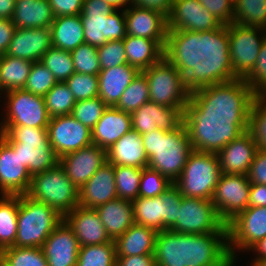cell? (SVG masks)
<instances>
[{"instance_id": "9", "label": "cell", "mask_w": 266, "mask_h": 266, "mask_svg": "<svg viewBox=\"0 0 266 266\" xmlns=\"http://www.w3.org/2000/svg\"><path fill=\"white\" fill-rule=\"evenodd\" d=\"M221 175L216 153L193 150L182 174L173 182L184 197L211 200Z\"/></svg>"}, {"instance_id": "11", "label": "cell", "mask_w": 266, "mask_h": 266, "mask_svg": "<svg viewBox=\"0 0 266 266\" xmlns=\"http://www.w3.org/2000/svg\"><path fill=\"white\" fill-rule=\"evenodd\" d=\"M175 233L207 234L228 232L211 200L182 197L176 222L168 229Z\"/></svg>"}, {"instance_id": "44", "label": "cell", "mask_w": 266, "mask_h": 266, "mask_svg": "<svg viewBox=\"0 0 266 266\" xmlns=\"http://www.w3.org/2000/svg\"><path fill=\"white\" fill-rule=\"evenodd\" d=\"M141 168L114 166L117 197L133 201L139 197Z\"/></svg>"}, {"instance_id": "33", "label": "cell", "mask_w": 266, "mask_h": 266, "mask_svg": "<svg viewBox=\"0 0 266 266\" xmlns=\"http://www.w3.org/2000/svg\"><path fill=\"white\" fill-rule=\"evenodd\" d=\"M128 65L140 72L158 63L164 57V49L152 39L126 35L123 39Z\"/></svg>"}, {"instance_id": "31", "label": "cell", "mask_w": 266, "mask_h": 266, "mask_svg": "<svg viewBox=\"0 0 266 266\" xmlns=\"http://www.w3.org/2000/svg\"><path fill=\"white\" fill-rule=\"evenodd\" d=\"M54 18L49 0L15 1L12 22L18 29L50 28Z\"/></svg>"}, {"instance_id": "20", "label": "cell", "mask_w": 266, "mask_h": 266, "mask_svg": "<svg viewBox=\"0 0 266 266\" xmlns=\"http://www.w3.org/2000/svg\"><path fill=\"white\" fill-rule=\"evenodd\" d=\"M31 178L18 153L0 136V195L27 194Z\"/></svg>"}, {"instance_id": "45", "label": "cell", "mask_w": 266, "mask_h": 266, "mask_svg": "<svg viewBox=\"0 0 266 266\" xmlns=\"http://www.w3.org/2000/svg\"><path fill=\"white\" fill-rule=\"evenodd\" d=\"M39 62L48 68L57 82H65L75 72L71 53L55 47H51Z\"/></svg>"}, {"instance_id": "35", "label": "cell", "mask_w": 266, "mask_h": 266, "mask_svg": "<svg viewBox=\"0 0 266 266\" xmlns=\"http://www.w3.org/2000/svg\"><path fill=\"white\" fill-rule=\"evenodd\" d=\"M32 64V61L26 59L6 54L0 56V86L4 93L24 88Z\"/></svg>"}, {"instance_id": "61", "label": "cell", "mask_w": 266, "mask_h": 266, "mask_svg": "<svg viewBox=\"0 0 266 266\" xmlns=\"http://www.w3.org/2000/svg\"><path fill=\"white\" fill-rule=\"evenodd\" d=\"M15 8V0H0V18L12 19Z\"/></svg>"}, {"instance_id": "24", "label": "cell", "mask_w": 266, "mask_h": 266, "mask_svg": "<svg viewBox=\"0 0 266 266\" xmlns=\"http://www.w3.org/2000/svg\"><path fill=\"white\" fill-rule=\"evenodd\" d=\"M52 47L50 28H16L6 55L39 62Z\"/></svg>"}, {"instance_id": "18", "label": "cell", "mask_w": 266, "mask_h": 266, "mask_svg": "<svg viewBox=\"0 0 266 266\" xmlns=\"http://www.w3.org/2000/svg\"><path fill=\"white\" fill-rule=\"evenodd\" d=\"M184 110L147 101L131 114L132 130L140 135L157 129L174 131L183 124Z\"/></svg>"}, {"instance_id": "25", "label": "cell", "mask_w": 266, "mask_h": 266, "mask_svg": "<svg viewBox=\"0 0 266 266\" xmlns=\"http://www.w3.org/2000/svg\"><path fill=\"white\" fill-rule=\"evenodd\" d=\"M117 198L114 165L106 162L79 189V206L96 208Z\"/></svg>"}, {"instance_id": "64", "label": "cell", "mask_w": 266, "mask_h": 266, "mask_svg": "<svg viewBox=\"0 0 266 266\" xmlns=\"http://www.w3.org/2000/svg\"><path fill=\"white\" fill-rule=\"evenodd\" d=\"M250 266H266V259L252 260Z\"/></svg>"}, {"instance_id": "5", "label": "cell", "mask_w": 266, "mask_h": 266, "mask_svg": "<svg viewBox=\"0 0 266 266\" xmlns=\"http://www.w3.org/2000/svg\"><path fill=\"white\" fill-rule=\"evenodd\" d=\"M0 136L18 153L31 176L59 163V157L50 145L47 128L0 126Z\"/></svg>"}, {"instance_id": "16", "label": "cell", "mask_w": 266, "mask_h": 266, "mask_svg": "<svg viewBox=\"0 0 266 266\" xmlns=\"http://www.w3.org/2000/svg\"><path fill=\"white\" fill-rule=\"evenodd\" d=\"M47 131L50 145L59 158L93 144L92 130L71 114L50 118Z\"/></svg>"}, {"instance_id": "51", "label": "cell", "mask_w": 266, "mask_h": 266, "mask_svg": "<svg viewBox=\"0 0 266 266\" xmlns=\"http://www.w3.org/2000/svg\"><path fill=\"white\" fill-rule=\"evenodd\" d=\"M97 52L101 70L128 64L123 39L107 41L97 47Z\"/></svg>"}, {"instance_id": "55", "label": "cell", "mask_w": 266, "mask_h": 266, "mask_svg": "<svg viewBox=\"0 0 266 266\" xmlns=\"http://www.w3.org/2000/svg\"><path fill=\"white\" fill-rule=\"evenodd\" d=\"M247 178L251 184L266 185V151H256Z\"/></svg>"}, {"instance_id": "36", "label": "cell", "mask_w": 266, "mask_h": 266, "mask_svg": "<svg viewBox=\"0 0 266 266\" xmlns=\"http://www.w3.org/2000/svg\"><path fill=\"white\" fill-rule=\"evenodd\" d=\"M19 195L0 196V251L14 246L17 233Z\"/></svg>"}, {"instance_id": "62", "label": "cell", "mask_w": 266, "mask_h": 266, "mask_svg": "<svg viewBox=\"0 0 266 266\" xmlns=\"http://www.w3.org/2000/svg\"><path fill=\"white\" fill-rule=\"evenodd\" d=\"M249 251L255 253L256 256L253 258L254 260L266 259V236L254 244L248 250V253Z\"/></svg>"}, {"instance_id": "4", "label": "cell", "mask_w": 266, "mask_h": 266, "mask_svg": "<svg viewBox=\"0 0 266 266\" xmlns=\"http://www.w3.org/2000/svg\"><path fill=\"white\" fill-rule=\"evenodd\" d=\"M141 137L148 156V167L174 182L182 174L193 151L185 125L174 131L157 129Z\"/></svg>"}, {"instance_id": "2", "label": "cell", "mask_w": 266, "mask_h": 266, "mask_svg": "<svg viewBox=\"0 0 266 266\" xmlns=\"http://www.w3.org/2000/svg\"><path fill=\"white\" fill-rule=\"evenodd\" d=\"M164 57L184 76L191 93L237 79L230 59L228 25L203 32L168 29Z\"/></svg>"}, {"instance_id": "41", "label": "cell", "mask_w": 266, "mask_h": 266, "mask_svg": "<svg viewBox=\"0 0 266 266\" xmlns=\"http://www.w3.org/2000/svg\"><path fill=\"white\" fill-rule=\"evenodd\" d=\"M149 101L147 78L140 72L122 93L115 108L132 114L145 102Z\"/></svg>"}, {"instance_id": "50", "label": "cell", "mask_w": 266, "mask_h": 266, "mask_svg": "<svg viewBox=\"0 0 266 266\" xmlns=\"http://www.w3.org/2000/svg\"><path fill=\"white\" fill-rule=\"evenodd\" d=\"M173 182L166 176H163L156 170L149 167L142 169L139 185V197L151 198L160 196Z\"/></svg>"}, {"instance_id": "65", "label": "cell", "mask_w": 266, "mask_h": 266, "mask_svg": "<svg viewBox=\"0 0 266 266\" xmlns=\"http://www.w3.org/2000/svg\"><path fill=\"white\" fill-rule=\"evenodd\" d=\"M4 91H3V89H2V87L0 86V96L3 94H5V93H3Z\"/></svg>"}, {"instance_id": "15", "label": "cell", "mask_w": 266, "mask_h": 266, "mask_svg": "<svg viewBox=\"0 0 266 266\" xmlns=\"http://www.w3.org/2000/svg\"><path fill=\"white\" fill-rule=\"evenodd\" d=\"M250 187L247 175H220L211 201L226 225L248 208Z\"/></svg>"}, {"instance_id": "47", "label": "cell", "mask_w": 266, "mask_h": 266, "mask_svg": "<svg viewBox=\"0 0 266 266\" xmlns=\"http://www.w3.org/2000/svg\"><path fill=\"white\" fill-rule=\"evenodd\" d=\"M76 73L98 75L101 70L97 47L83 43L71 52Z\"/></svg>"}, {"instance_id": "52", "label": "cell", "mask_w": 266, "mask_h": 266, "mask_svg": "<svg viewBox=\"0 0 266 266\" xmlns=\"http://www.w3.org/2000/svg\"><path fill=\"white\" fill-rule=\"evenodd\" d=\"M243 80L257 96H266V39L259 50L253 69Z\"/></svg>"}, {"instance_id": "43", "label": "cell", "mask_w": 266, "mask_h": 266, "mask_svg": "<svg viewBox=\"0 0 266 266\" xmlns=\"http://www.w3.org/2000/svg\"><path fill=\"white\" fill-rule=\"evenodd\" d=\"M248 132L256 143L257 150L266 151V96H256L251 104Z\"/></svg>"}, {"instance_id": "49", "label": "cell", "mask_w": 266, "mask_h": 266, "mask_svg": "<svg viewBox=\"0 0 266 266\" xmlns=\"http://www.w3.org/2000/svg\"><path fill=\"white\" fill-rule=\"evenodd\" d=\"M65 84L69 87L76 101L98 97V75H87L74 72L65 81Z\"/></svg>"}, {"instance_id": "39", "label": "cell", "mask_w": 266, "mask_h": 266, "mask_svg": "<svg viewBox=\"0 0 266 266\" xmlns=\"http://www.w3.org/2000/svg\"><path fill=\"white\" fill-rule=\"evenodd\" d=\"M0 266H48L42 247L11 246L0 251Z\"/></svg>"}, {"instance_id": "22", "label": "cell", "mask_w": 266, "mask_h": 266, "mask_svg": "<svg viewBox=\"0 0 266 266\" xmlns=\"http://www.w3.org/2000/svg\"><path fill=\"white\" fill-rule=\"evenodd\" d=\"M42 250L48 266H76L80 245L63 220L45 240Z\"/></svg>"}, {"instance_id": "8", "label": "cell", "mask_w": 266, "mask_h": 266, "mask_svg": "<svg viewBox=\"0 0 266 266\" xmlns=\"http://www.w3.org/2000/svg\"><path fill=\"white\" fill-rule=\"evenodd\" d=\"M120 11L103 0H84L80 16L85 43L98 47L107 41L124 39L127 35L125 10Z\"/></svg>"}, {"instance_id": "56", "label": "cell", "mask_w": 266, "mask_h": 266, "mask_svg": "<svg viewBox=\"0 0 266 266\" xmlns=\"http://www.w3.org/2000/svg\"><path fill=\"white\" fill-rule=\"evenodd\" d=\"M55 17L80 15L84 0H49Z\"/></svg>"}, {"instance_id": "29", "label": "cell", "mask_w": 266, "mask_h": 266, "mask_svg": "<svg viewBox=\"0 0 266 266\" xmlns=\"http://www.w3.org/2000/svg\"><path fill=\"white\" fill-rule=\"evenodd\" d=\"M140 71L128 64L100 70L98 96L108 105L115 106L122 93Z\"/></svg>"}, {"instance_id": "7", "label": "cell", "mask_w": 266, "mask_h": 266, "mask_svg": "<svg viewBox=\"0 0 266 266\" xmlns=\"http://www.w3.org/2000/svg\"><path fill=\"white\" fill-rule=\"evenodd\" d=\"M26 195L35 201L46 203L63 217L79 205V189L59 163L32 176Z\"/></svg>"}, {"instance_id": "58", "label": "cell", "mask_w": 266, "mask_h": 266, "mask_svg": "<svg viewBox=\"0 0 266 266\" xmlns=\"http://www.w3.org/2000/svg\"><path fill=\"white\" fill-rule=\"evenodd\" d=\"M15 30L12 19L0 18V56L5 55Z\"/></svg>"}, {"instance_id": "14", "label": "cell", "mask_w": 266, "mask_h": 266, "mask_svg": "<svg viewBox=\"0 0 266 266\" xmlns=\"http://www.w3.org/2000/svg\"><path fill=\"white\" fill-rule=\"evenodd\" d=\"M227 229L230 256L238 263L237 253L247 252L266 236V207H248L227 224Z\"/></svg>"}, {"instance_id": "27", "label": "cell", "mask_w": 266, "mask_h": 266, "mask_svg": "<svg viewBox=\"0 0 266 266\" xmlns=\"http://www.w3.org/2000/svg\"><path fill=\"white\" fill-rule=\"evenodd\" d=\"M131 130V114L114 106H108L92 129V142L94 145L107 150Z\"/></svg>"}, {"instance_id": "60", "label": "cell", "mask_w": 266, "mask_h": 266, "mask_svg": "<svg viewBox=\"0 0 266 266\" xmlns=\"http://www.w3.org/2000/svg\"><path fill=\"white\" fill-rule=\"evenodd\" d=\"M248 207H266V185L251 184Z\"/></svg>"}, {"instance_id": "26", "label": "cell", "mask_w": 266, "mask_h": 266, "mask_svg": "<svg viewBox=\"0 0 266 266\" xmlns=\"http://www.w3.org/2000/svg\"><path fill=\"white\" fill-rule=\"evenodd\" d=\"M256 151L252 136L244 132L217 153L221 174L247 175Z\"/></svg>"}, {"instance_id": "19", "label": "cell", "mask_w": 266, "mask_h": 266, "mask_svg": "<svg viewBox=\"0 0 266 266\" xmlns=\"http://www.w3.org/2000/svg\"><path fill=\"white\" fill-rule=\"evenodd\" d=\"M106 162L107 150L94 144L59 158V164L78 189Z\"/></svg>"}, {"instance_id": "17", "label": "cell", "mask_w": 266, "mask_h": 266, "mask_svg": "<svg viewBox=\"0 0 266 266\" xmlns=\"http://www.w3.org/2000/svg\"><path fill=\"white\" fill-rule=\"evenodd\" d=\"M222 26L199 0H174L167 17V27L173 30L203 32Z\"/></svg>"}, {"instance_id": "34", "label": "cell", "mask_w": 266, "mask_h": 266, "mask_svg": "<svg viewBox=\"0 0 266 266\" xmlns=\"http://www.w3.org/2000/svg\"><path fill=\"white\" fill-rule=\"evenodd\" d=\"M50 30L52 47L71 52L85 43L80 15L55 17Z\"/></svg>"}, {"instance_id": "57", "label": "cell", "mask_w": 266, "mask_h": 266, "mask_svg": "<svg viewBox=\"0 0 266 266\" xmlns=\"http://www.w3.org/2000/svg\"><path fill=\"white\" fill-rule=\"evenodd\" d=\"M131 5L158 11L168 17L174 0H130Z\"/></svg>"}, {"instance_id": "30", "label": "cell", "mask_w": 266, "mask_h": 266, "mask_svg": "<svg viewBox=\"0 0 266 266\" xmlns=\"http://www.w3.org/2000/svg\"><path fill=\"white\" fill-rule=\"evenodd\" d=\"M95 210L112 240L122 235L134 224L133 204L130 200L117 197L99 205Z\"/></svg>"}, {"instance_id": "53", "label": "cell", "mask_w": 266, "mask_h": 266, "mask_svg": "<svg viewBox=\"0 0 266 266\" xmlns=\"http://www.w3.org/2000/svg\"><path fill=\"white\" fill-rule=\"evenodd\" d=\"M182 194L173 184L161 195L163 201V230H168L177 219L178 208H180Z\"/></svg>"}, {"instance_id": "59", "label": "cell", "mask_w": 266, "mask_h": 266, "mask_svg": "<svg viewBox=\"0 0 266 266\" xmlns=\"http://www.w3.org/2000/svg\"><path fill=\"white\" fill-rule=\"evenodd\" d=\"M116 257V266H156L154 254Z\"/></svg>"}, {"instance_id": "42", "label": "cell", "mask_w": 266, "mask_h": 266, "mask_svg": "<svg viewBox=\"0 0 266 266\" xmlns=\"http://www.w3.org/2000/svg\"><path fill=\"white\" fill-rule=\"evenodd\" d=\"M50 118L72 113L76 100L65 82H57L44 96Z\"/></svg>"}, {"instance_id": "21", "label": "cell", "mask_w": 266, "mask_h": 266, "mask_svg": "<svg viewBox=\"0 0 266 266\" xmlns=\"http://www.w3.org/2000/svg\"><path fill=\"white\" fill-rule=\"evenodd\" d=\"M127 35L155 40L163 49L167 39V17L154 10L130 5L125 10Z\"/></svg>"}, {"instance_id": "63", "label": "cell", "mask_w": 266, "mask_h": 266, "mask_svg": "<svg viewBox=\"0 0 266 266\" xmlns=\"http://www.w3.org/2000/svg\"><path fill=\"white\" fill-rule=\"evenodd\" d=\"M103 1L108 3L115 10H126L131 5L130 0H103Z\"/></svg>"}, {"instance_id": "13", "label": "cell", "mask_w": 266, "mask_h": 266, "mask_svg": "<svg viewBox=\"0 0 266 266\" xmlns=\"http://www.w3.org/2000/svg\"><path fill=\"white\" fill-rule=\"evenodd\" d=\"M228 36L234 75L237 79H244L255 65L259 50L266 39V30L233 22L228 25Z\"/></svg>"}, {"instance_id": "23", "label": "cell", "mask_w": 266, "mask_h": 266, "mask_svg": "<svg viewBox=\"0 0 266 266\" xmlns=\"http://www.w3.org/2000/svg\"><path fill=\"white\" fill-rule=\"evenodd\" d=\"M64 221L73 230L80 247L112 242L94 208L77 206L64 216Z\"/></svg>"}, {"instance_id": "40", "label": "cell", "mask_w": 266, "mask_h": 266, "mask_svg": "<svg viewBox=\"0 0 266 266\" xmlns=\"http://www.w3.org/2000/svg\"><path fill=\"white\" fill-rule=\"evenodd\" d=\"M114 240L109 243L80 247L76 266H116Z\"/></svg>"}, {"instance_id": "46", "label": "cell", "mask_w": 266, "mask_h": 266, "mask_svg": "<svg viewBox=\"0 0 266 266\" xmlns=\"http://www.w3.org/2000/svg\"><path fill=\"white\" fill-rule=\"evenodd\" d=\"M107 108L108 105L98 96L76 101L71 115L92 130Z\"/></svg>"}, {"instance_id": "3", "label": "cell", "mask_w": 266, "mask_h": 266, "mask_svg": "<svg viewBox=\"0 0 266 266\" xmlns=\"http://www.w3.org/2000/svg\"><path fill=\"white\" fill-rule=\"evenodd\" d=\"M156 266H235L228 249V232L207 234L157 232Z\"/></svg>"}, {"instance_id": "1", "label": "cell", "mask_w": 266, "mask_h": 266, "mask_svg": "<svg viewBox=\"0 0 266 266\" xmlns=\"http://www.w3.org/2000/svg\"><path fill=\"white\" fill-rule=\"evenodd\" d=\"M256 96L243 79L193 91L183 115L193 150L217 154L248 131L249 110Z\"/></svg>"}, {"instance_id": "6", "label": "cell", "mask_w": 266, "mask_h": 266, "mask_svg": "<svg viewBox=\"0 0 266 266\" xmlns=\"http://www.w3.org/2000/svg\"><path fill=\"white\" fill-rule=\"evenodd\" d=\"M64 217L46 203L19 195L17 233L14 246L42 247Z\"/></svg>"}, {"instance_id": "32", "label": "cell", "mask_w": 266, "mask_h": 266, "mask_svg": "<svg viewBox=\"0 0 266 266\" xmlns=\"http://www.w3.org/2000/svg\"><path fill=\"white\" fill-rule=\"evenodd\" d=\"M156 235L155 230L134 223L114 240L116 256L154 254Z\"/></svg>"}, {"instance_id": "12", "label": "cell", "mask_w": 266, "mask_h": 266, "mask_svg": "<svg viewBox=\"0 0 266 266\" xmlns=\"http://www.w3.org/2000/svg\"><path fill=\"white\" fill-rule=\"evenodd\" d=\"M4 96L5 116L1 118L0 126L47 128L50 116L43 96L23 89L6 92Z\"/></svg>"}, {"instance_id": "28", "label": "cell", "mask_w": 266, "mask_h": 266, "mask_svg": "<svg viewBox=\"0 0 266 266\" xmlns=\"http://www.w3.org/2000/svg\"><path fill=\"white\" fill-rule=\"evenodd\" d=\"M107 161L114 166L148 167V156L141 135L134 130L124 134L107 149Z\"/></svg>"}, {"instance_id": "37", "label": "cell", "mask_w": 266, "mask_h": 266, "mask_svg": "<svg viewBox=\"0 0 266 266\" xmlns=\"http://www.w3.org/2000/svg\"><path fill=\"white\" fill-rule=\"evenodd\" d=\"M134 223L144 225L156 232L163 231V201L160 196L138 197L132 201Z\"/></svg>"}, {"instance_id": "48", "label": "cell", "mask_w": 266, "mask_h": 266, "mask_svg": "<svg viewBox=\"0 0 266 266\" xmlns=\"http://www.w3.org/2000/svg\"><path fill=\"white\" fill-rule=\"evenodd\" d=\"M57 83L54 75L40 62H34L23 90L45 96Z\"/></svg>"}, {"instance_id": "38", "label": "cell", "mask_w": 266, "mask_h": 266, "mask_svg": "<svg viewBox=\"0 0 266 266\" xmlns=\"http://www.w3.org/2000/svg\"><path fill=\"white\" fill-rule=\"evenodd\" d=\"M233 22L266 30V0H234Z\"/></svg>"}, {"instance_id": "54", "label": "cell", "mask_w": 266, "mask_h": 266, "mask_svg": "<svg viewBox=\"0 0 266 266\" xmlns=\"http://www.w3.org/2000/svg\"><path fill=\"white\" fill-rule=\"evenodd\" d=\"M215 18L223 25H229L234 20V0H199Z\"/></svg>"}, {"instance_id": "10", "label": "cell", "mask_w": 266, "mask_h": 266, "mask_svg": "<svg viewBox=\"0 0 266 266\" xmlns=\"http://www.w3.org/2000/svg\"><path fill=\"white\" fill-rule=\"evenodd\" d=\"M142 73L147 78L149 101L170 108L186 107L191 92L184 76L165 57Z\"/></svg>"}]
</instances>
